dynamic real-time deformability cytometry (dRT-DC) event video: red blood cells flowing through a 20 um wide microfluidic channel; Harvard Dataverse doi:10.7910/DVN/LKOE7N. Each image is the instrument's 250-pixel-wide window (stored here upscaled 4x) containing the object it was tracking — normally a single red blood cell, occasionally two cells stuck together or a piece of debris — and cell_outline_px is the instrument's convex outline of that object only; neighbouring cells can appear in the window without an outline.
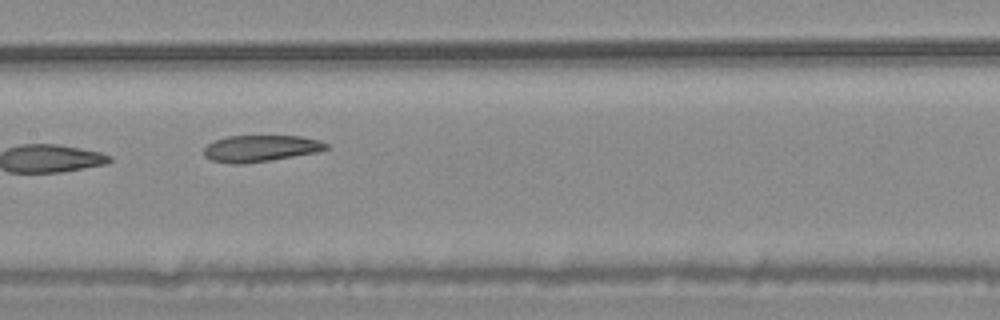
{"species": "common noctule bat (a hibernating species)", "species_latin": "Nyctalus noctula", "temperature_condition": "warm", "stored_images_in_passage": 8, "camera_frame_rate_fps": 3000, "um_per_image_px": 0.085, "animal": {"sex": "male", "body_mass_g": 20.4}, "frame": {"image": 1, "passage_image": 6, "time_ms": 1.667, "image_size_px": [1000, 320], "cell_outline_px": [[328, 148], [316, 152], [244, 164], [232, 164], [212, 160], [204, 156], [204, 148], [208, 144], [216, 140], [228, 136], [300, 136], [320, 140], [328, 144]], "centroid_in_image_um": [22.13, 12.61], "position_along_channel_um": 185.3, "area_um2": 18.67}}
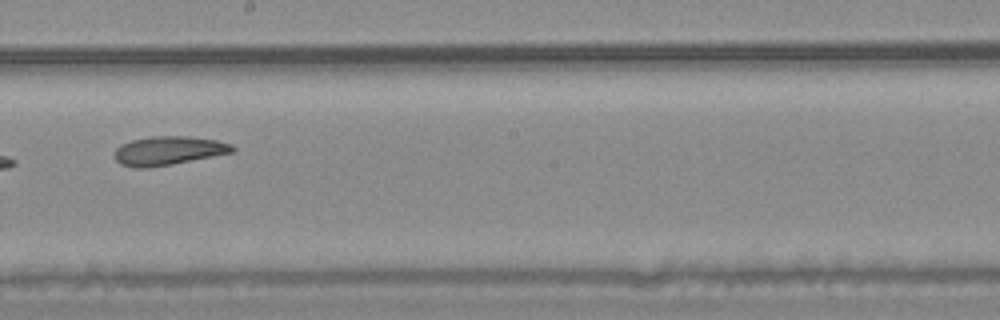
{"frame": {"image": 2, "passage_image": 7, "time_ms": 2.0, "image_size_px": [1000, 320], "cell_outline_px": [[236, 152], [172, 164], [148, 168], [136, 168], [120, 164], [116, 160], [116, 148], [120, 144], [132, 140], [152, 136], [188, 136], [216, 140], [232, 144], [236, 148]], "centroid_in_image_um": [14.35, 12.81], "position_along_channel_um": 233.8, "area_um2": 19.88}}